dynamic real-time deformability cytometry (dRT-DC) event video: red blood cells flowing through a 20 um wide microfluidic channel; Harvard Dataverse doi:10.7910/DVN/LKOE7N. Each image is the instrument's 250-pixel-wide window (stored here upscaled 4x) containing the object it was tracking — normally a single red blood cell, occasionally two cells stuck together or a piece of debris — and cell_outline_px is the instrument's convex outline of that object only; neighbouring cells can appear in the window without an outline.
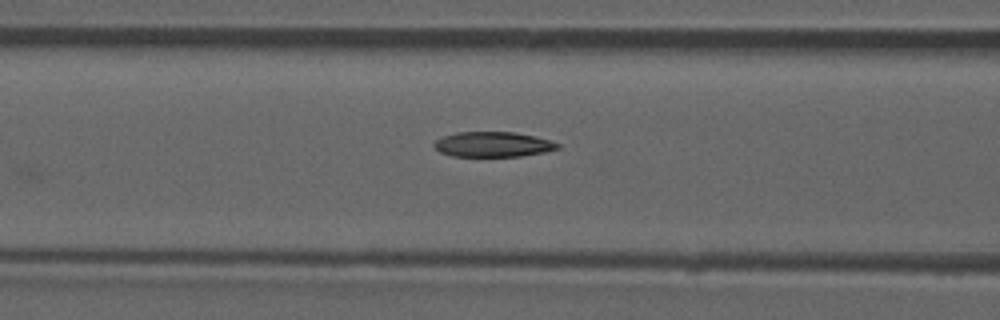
{"species": "common noctule bat (a hibernating species)", "species_latin": "Nyctalus noctula", "temperature_condition": "room temperature", "stored_images_in_passage": 7, "camera_frame_rate_fps": 3000, "um_per_image_px": 0.085, "animal": {"sex": "male", "forearm_length_mm": 52.5}, "frame": {"image": 1, "passage_image": 7, "time_ms": 7.667, "image_size_px": [1000, 320], "cell_outline_px": [[560, 148], [544, 152], [520, 156], [452, 156], [440, 152], [432, 144], [436, 140], [444, 136], [456, 132], [512, 132], [532, 136], [548, 140], [560, 144]], "centroid_in_image_um": [41.87, 12.27], "position_along_channel_um": 124.7, "area_um2": 17.86}}